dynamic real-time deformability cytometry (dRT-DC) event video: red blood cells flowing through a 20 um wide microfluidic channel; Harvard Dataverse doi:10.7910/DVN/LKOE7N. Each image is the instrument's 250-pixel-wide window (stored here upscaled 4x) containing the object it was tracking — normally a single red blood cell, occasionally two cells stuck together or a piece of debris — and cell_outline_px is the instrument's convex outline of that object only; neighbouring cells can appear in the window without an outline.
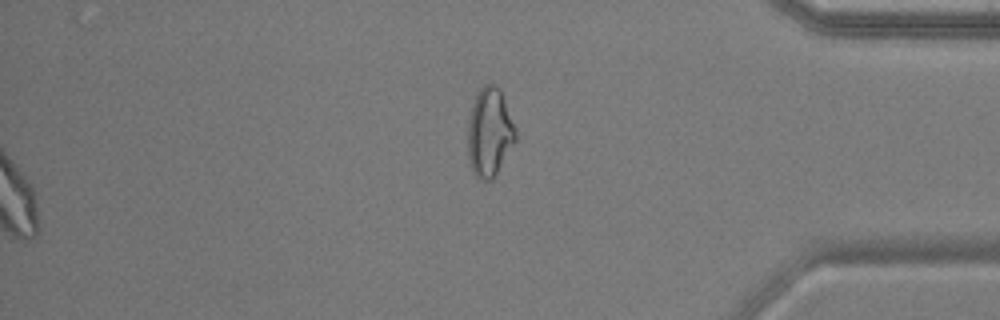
{"species": "common noctule bat (a hibernating species)", "species_latin": "Nyctalus noctula", "temperature_condition": "warm", "stored_images_in_passage": 54, "segment_of_instrument_passage": [2, 2], "camera_frame_rate_fps": 3000, "um_per_image_px": 0.085, "animal": {"sex": "male", "body_mass_g": 17.9, "forearm_length_mm": 54.2}, "frame": {"image": 1, "passage_image": 54, "time_ms": 17.667, "image_size_px": [1000, 320], "cell_outline_px": [[516, 140], [492, 180], [480, 180], [472, 172], [468, 160], [468, 120], [472, 104], [480, 88], [484, 84], [496, 84], [500, 88], [516, 128]], "centroid_in_image_um": [41.6, 11.24], "position_along_channel_um": 393.6, "area_um2": 24.8}}